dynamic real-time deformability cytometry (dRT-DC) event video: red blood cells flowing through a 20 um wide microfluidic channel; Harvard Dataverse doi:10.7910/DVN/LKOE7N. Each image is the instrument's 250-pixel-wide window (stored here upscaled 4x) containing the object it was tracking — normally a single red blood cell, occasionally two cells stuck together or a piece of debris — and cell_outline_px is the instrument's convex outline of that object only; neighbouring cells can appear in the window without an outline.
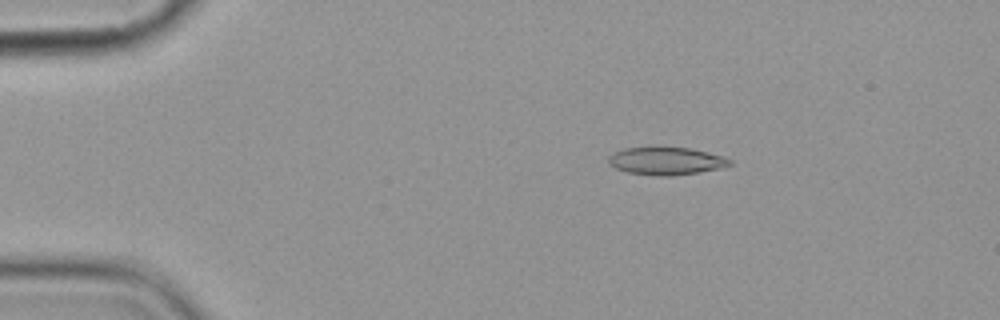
{"species": "common noctule bat (a hibernating species)", "species_latin": "Nyctalus noctula", "temperature_condition": "cold", "stored_images_in_passage": 4, "camera_frame_rate_fps": 3000, "um_per_image_px": 0.085, "animal": {"sex": "female", "body_mass_g": 19.9}, "frame": {"image": 1, "passage_image": 2, "time_ms": 1.0, "image_size_px": [1000, 320], "cell_outline_px": [[732, 164], [720, 168], [700, 172], [672, 176], [656, 176], [628, 172], [616, 168], [608, 160], [608, 156], [612, 152], [624, 148], [652, 144], [656, 144], [688, 148], [708, 152], [724, 156], [732, 160]], "centroid_in_image_um": [56.6, 13.63], "position_along_channel_um": 28.4, "area_um2": 20.4}}